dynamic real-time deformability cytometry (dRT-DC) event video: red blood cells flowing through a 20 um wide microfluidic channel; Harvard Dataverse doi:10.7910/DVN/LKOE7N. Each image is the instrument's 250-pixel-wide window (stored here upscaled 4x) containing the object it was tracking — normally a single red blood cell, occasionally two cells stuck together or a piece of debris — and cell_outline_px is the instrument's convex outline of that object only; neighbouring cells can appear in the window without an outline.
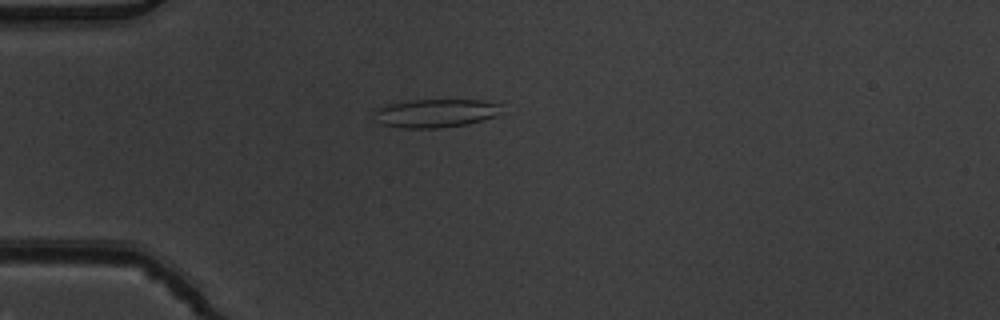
{"species": "common noctule bat (a hibernating species)", "species_latin": "Nyctalus noctula", "temperature_condition": "warm", "stored_images_in_passage": 2, "camera_frame_rate_fps": 3000, "um_per_image_px": 0.085, "animal": {"sex": "male", "body_mass_g": 19.5, "forearm_length_mm": 54.6}, "frame": {"image": 1, "passage_image": 2, "time_ms": 0.333, "image_size_px": [1000, 320], "cell_outline_px": [[504, 104], [496, 116], [468, 124], [440, 128], [404, 128], [380, 124], [372, 112], [376, 108], [388, 104], [412, 100], [480, 100]], "centroid_in_image_um": [37.02, 9.62], "position_along_channel_um": 48.0, "area_um2": 21.21}}